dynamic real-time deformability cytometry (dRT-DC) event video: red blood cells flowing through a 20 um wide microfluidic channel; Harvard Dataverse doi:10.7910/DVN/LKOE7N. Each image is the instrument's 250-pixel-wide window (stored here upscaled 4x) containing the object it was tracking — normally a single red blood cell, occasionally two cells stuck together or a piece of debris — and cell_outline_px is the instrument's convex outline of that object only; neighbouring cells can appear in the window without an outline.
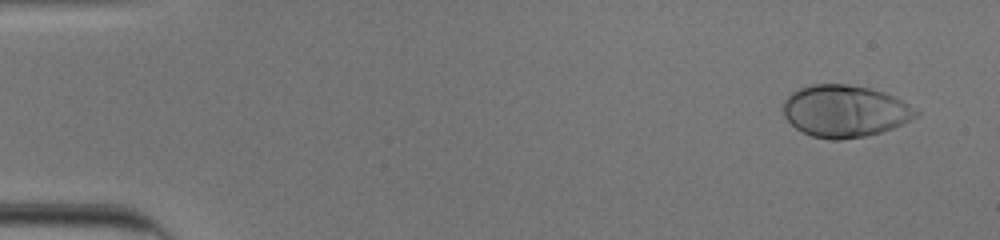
{"species": "human", "species_latin": "Homo sapiens", "temperature_condition": "cold", "stored_images_in_passage": 52, "camera_frame_rate_fps": 3000, "um_per_image_px": 0.085, "donor": {"sex": "male"}, "frame": {"image": 1, "passage_image": 3, "time_ms": 0.667, "image_size_px": [1000, 240], "cell_outline_px": [[920, 112], [916, 116], [892, 128], [880, 132], [864, 136], [840, 140], [832, 140], [812, 136], [796, 128], [784, 116], [780, 108], [784, 100], [792, 92], [800, 88], [812, 84], [848, 84], [868, 88], [884, 92], [908, 104]], "centroid_in_image_um": [71.76, 9.44], "position_along_channel_um": 13.2, "area_um2": 40.0}}
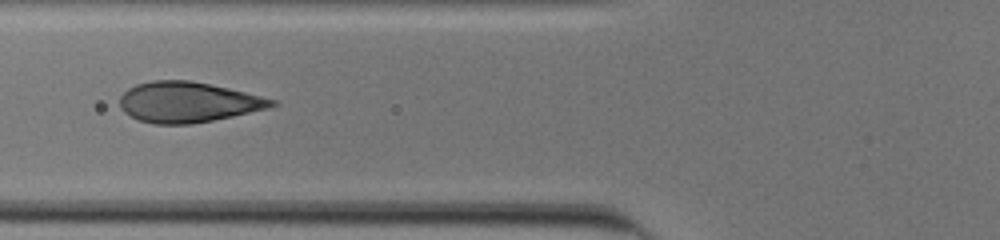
{"frame": {"image": 2, "passage_image": 21, "time_ms": 6.667, "image_size_px": [1000, 240], "cell_outline_px": [[280, 104], [268, 108], [232, 116], [192, 124], [156, 124], [140, 120], [124, 112], [120, 108], [120, 96], [128, 88], [136, 84], [152, 80], [192, 80], [228, 88], [280, 100]], "centroid_in_image_um": [16.0, 8.67], "position_along_channel_um": 109.8, "area_um2": 35.89}}
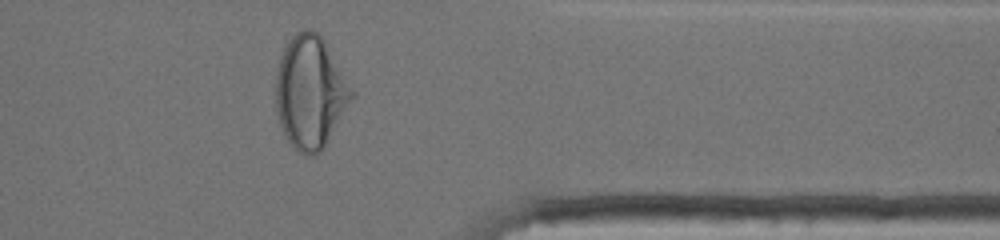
{"frame": {"image": 3, "passage_image": 43, "time_ms": 14.0, "image_size_px": [1000, 240], "cell_outline_px": [[356, 96], [324, 148], [320, 152], [312, 156], [304, 156], [284, 136], [280, 124], [276, 108], [276, 72], [280, 56], [288, 40], [296, 32], [304, 28], [312, 28], [324, 40], [356, 92]], "centroid_in_image_um": [26.4, 7.84], "position_along_channel_um": 385.0, "area_um2": 50.4}, "authors_computed_cell_mechanics": {"area_um2": 38.8416, "velocity_mm_per_s": 3.8903, "shape_relaxation_time_tau1_ms": 4.6546, "shape_relaxation_time_tau2_ms": null, "deformation_change_tau1": 0.2183, "deformation_change_tau2": null}}